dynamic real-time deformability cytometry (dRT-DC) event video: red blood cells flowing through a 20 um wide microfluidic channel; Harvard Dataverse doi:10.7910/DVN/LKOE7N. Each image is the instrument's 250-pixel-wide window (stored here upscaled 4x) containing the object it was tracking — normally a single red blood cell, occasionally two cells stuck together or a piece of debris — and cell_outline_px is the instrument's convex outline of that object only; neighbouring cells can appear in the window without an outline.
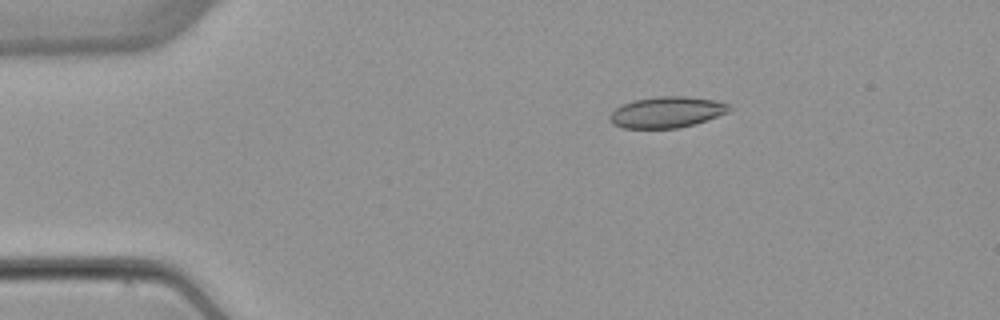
{"species": "common noctule bat (a hibernating species)", "species_latin": "Nyctalus noctula", "temperature_condition": "warm", "stored_images_in_passage": 4, "camera_frame_rate_fps": 3000, "um_per_image_px": 0.085, "animal": {"sex": "female", "body_mass_g": 22.7, "forearm_length_mm": 54.2}, "frame": {"image": 1, "passage_image": 1, "time_ms": 0.0, "image_size_px": [1000, 320], "cell_outline_px": [[732, 108], [728, 112], [708, 120], [696, 124], [676, 128], [624, 128], [612, 124], [608, 120], [608, 116], [620, 104], [636, 100], [660, 96], [688, 96], [716, 100], [728, 104]], "centroid_in_image_um": [56.67, 9.54], "position_along_channel_um": 28.3, "area_um2": 21.79}}
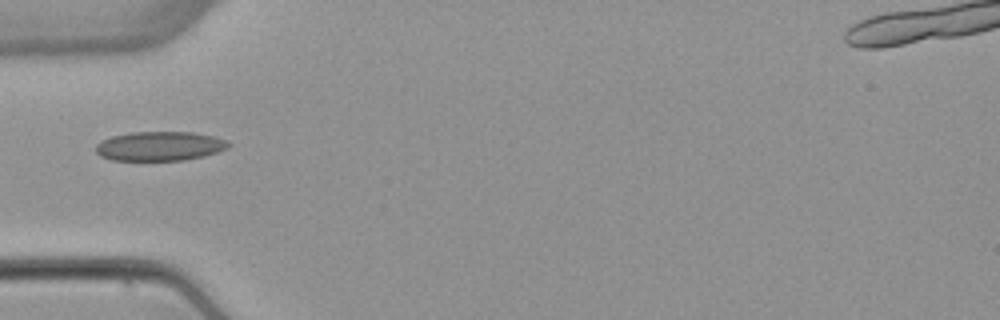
{"frame": {"image": 2, "passage_image": 3, "time_ms": 2.667, "image_size_px": [1000, 320], "cell_outline_px": [[232, 144], [228, 148], [204, 156], [184, 160], [112, 160], [100, 156], [96, 152], [96, 144], [100, 140], [112, 136], [132, 132], [192, 132], [212, 136], [228, 140]], "centroid_in_image_um": [13.58, 12.42], "position_along_channel_um": 71.4, "area_um2": 22.72}}
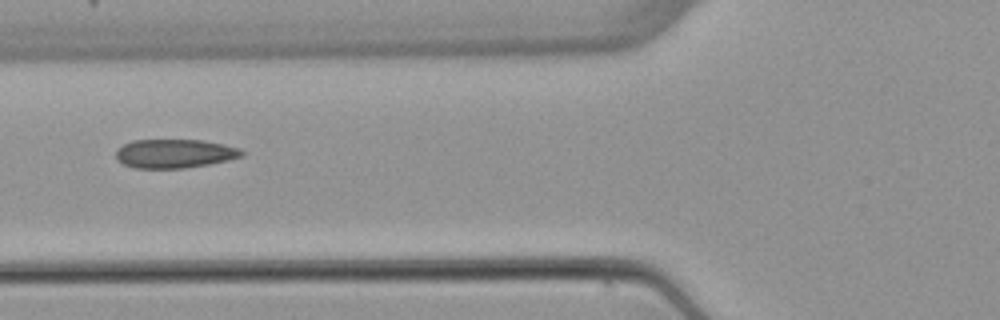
{"frame": {"image": 3, "passage_image": 4, "time_ms": 3.667, "image_size_px": [1000, 320], "cell_outline_px": [[244, 156], [228, 160], [208, 164], [184, 168], [136, 168], [124, 164], [116, 160], [116, 148], [132, 140], [200, 140], [224, 144], [240, 148], [244, 152]], "centroid_in_image_um": [14.83, 13.05], "position_along_channel_um": 111.0, "area_um2": 21.21}}